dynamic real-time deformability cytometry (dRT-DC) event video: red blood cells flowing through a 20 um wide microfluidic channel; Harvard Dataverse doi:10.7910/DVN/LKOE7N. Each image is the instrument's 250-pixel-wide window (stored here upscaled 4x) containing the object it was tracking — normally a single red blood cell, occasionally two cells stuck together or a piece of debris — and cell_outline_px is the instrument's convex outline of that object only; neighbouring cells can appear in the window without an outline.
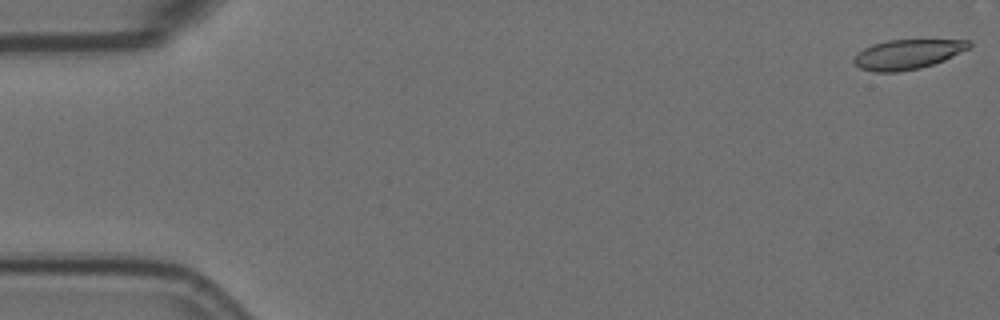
{"species": "Egyptian fruit bat (a non-hibernating species)", "species_latin": "Rousettus aegyptiacus", "temperature_condition": "room temperature", "stored_images_in_passage": 5, "camera_frame_rate_fps": 3000, "um_per_image_px": 0.085, "animal": {"sex": "female"}, "frame": {"image": 1, "passage_image": 1, "time_ms": 0.0, "image_size_px": [1000, 320], "cell_outline_px": [[972, 44], [968, 48], [944, 60], [920, 68], [896, 72], [872, 72], [860, 68], [852, 60], [864, 48], [872, 44], [888, 40], [972, 40]], "centroid_in_image_um": [77.13, 4.61], "position_along_channel_um": 7.9, "area_um2": 19.71}}
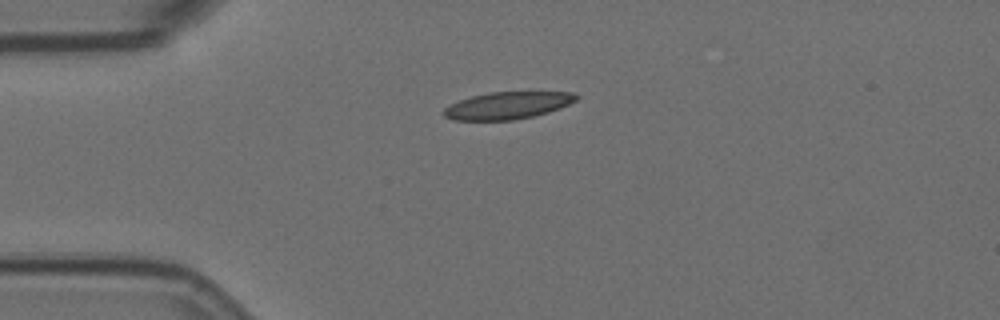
{"frame": {"image": 2, "passage_image": 4, "time_ms": 1.0, "image_size_px": [1000, 320], "cell_outline_px": [[580, 96], [576, 100], [560, 108], [548, 112], [532, 116], [512, 120], [452, 120], [444, 116], [440, 112], [444, 108], [460, 100], [472, 96], [488, 92], [528, 88], [572, 92]], "centroid_in_image_um": [43.22, 8.89], "position_along_channel_um": 41.8, "area_um2": 22.14}}